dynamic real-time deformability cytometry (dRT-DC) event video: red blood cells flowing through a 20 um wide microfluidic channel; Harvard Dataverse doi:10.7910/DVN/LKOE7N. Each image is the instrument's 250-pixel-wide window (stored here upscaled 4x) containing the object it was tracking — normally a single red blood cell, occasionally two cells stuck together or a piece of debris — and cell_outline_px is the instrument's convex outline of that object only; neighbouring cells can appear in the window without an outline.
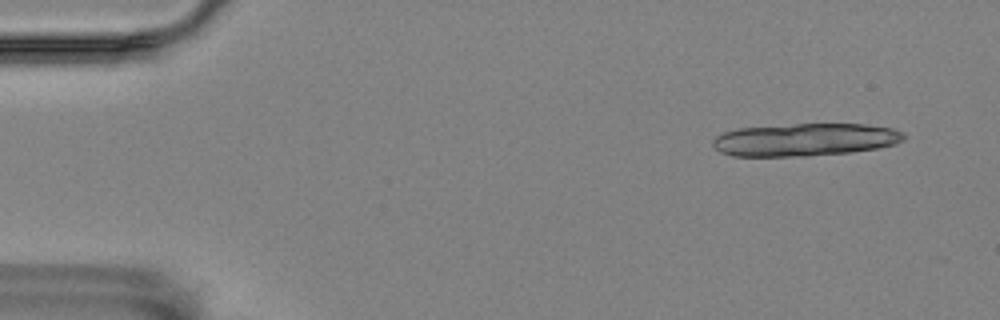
{"species": "Egyptian fruit bat (a non-hibernating species)", "species_latin": "Rousettus aegyptiacus", "temperature_condition": "room temperature", "stored_images_in_passage": 12, "camera_frame_rate_fps": 3000, "um_per_image_px": 0.085, "animal": {"sex": "female"}, "frame": {"image": 1, "passage_image": 4, "time_ms": 1.0, "image_size_px": [1000, 320], "cell_outline_px": [[904, 140], [896, 144], [876, 148], [852, 152], [808, 156], [732, 156], [720, 152], [712, 144], [712, 140], [716, 136], [724, 132], [736, 128], [796, 124], [864, 124], [892, 128], [904, 132]], "centroid_in_image_um": [68.42, 11.87], "position_along_channel_um": 16.6, "area_um2": 36.53}}